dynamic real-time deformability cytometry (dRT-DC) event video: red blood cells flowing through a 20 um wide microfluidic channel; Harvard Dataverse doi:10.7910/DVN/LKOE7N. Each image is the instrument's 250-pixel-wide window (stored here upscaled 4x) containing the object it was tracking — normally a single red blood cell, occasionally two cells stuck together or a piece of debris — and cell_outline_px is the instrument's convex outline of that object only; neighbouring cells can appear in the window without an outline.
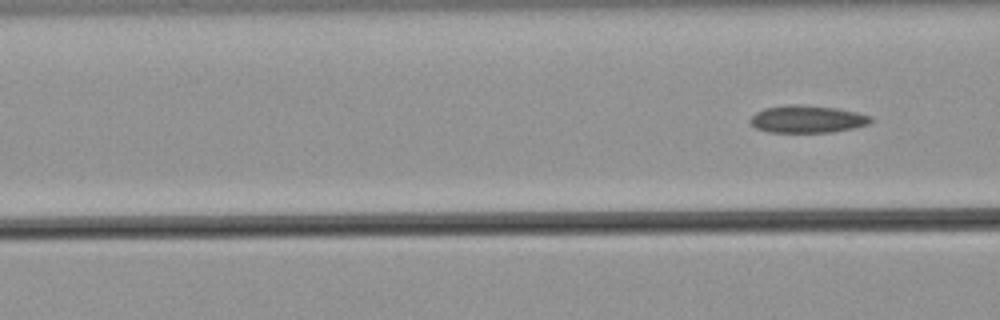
{"species": "common noctule bat (a hibernating species)", "species_latin": "Nyctalus noctula", "temperature_condition": "warm", "stored_images_in_passage": 11, "camera_frame_rate_fps": 3000, "um_per_image_px": 0.085, "animal": {"sex": "male", "body_mass_g": 21.5, "forearm_length_mm": 52.0}, "frame": {"image": 1, "passage_image": 11, "time_ms": 3.333, "image_size_px": [1000, 320], "cell_outline_px": [[872, 120], [868, 124], [852, 128], [832, 132], [768, 132], [756, 128], [748, 120], [756, 112], [764, 108], [784, 104], [800, 104], [836, 108], [856, 112], [872, 116]], "centroid_in_image_um": [68.58, 10.11], "position_along_channel_um": 98.0, "area_um2": 19.31}}